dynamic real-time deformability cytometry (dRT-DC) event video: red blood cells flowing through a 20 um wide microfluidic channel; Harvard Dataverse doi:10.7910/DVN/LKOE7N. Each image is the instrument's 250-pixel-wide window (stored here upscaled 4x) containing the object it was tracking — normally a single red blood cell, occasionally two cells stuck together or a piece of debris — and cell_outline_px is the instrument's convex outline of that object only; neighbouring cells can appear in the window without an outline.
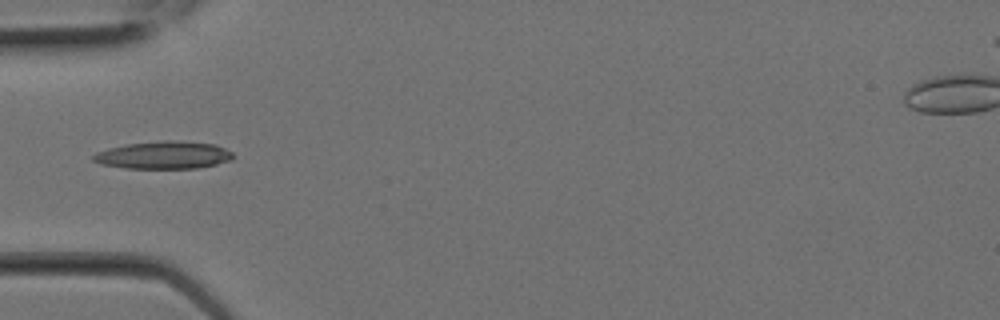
{"species": "Egyptian fruit bat (a non-hibernating species)", "species_latin": "Rousettus aegyptiacus", "temperature_condition": "room temperature", "stored_images_in_passage": 2, "camera_frame_rate_fps": 3000, "um_per_image_px": 0.085, "animal": {"sex": "female"}, "frame": {"image": 1, "passage_image": 2, "time_ms": 0.333, "image_size_px": [1000, 320], "cell_outline_px": [[232, 160], [216, 164], [196, 168], [124, 168], [100, 164], [92, 160], [92, 156], [96, 152], [108, 148], [128, 144], [160, 140], [172, 140], [216, 144], [232, 152]], "centroid_in_image_um": [13.89, 13.18], "position_along_channel_um": 71.1, "area_um2": 22.48}}